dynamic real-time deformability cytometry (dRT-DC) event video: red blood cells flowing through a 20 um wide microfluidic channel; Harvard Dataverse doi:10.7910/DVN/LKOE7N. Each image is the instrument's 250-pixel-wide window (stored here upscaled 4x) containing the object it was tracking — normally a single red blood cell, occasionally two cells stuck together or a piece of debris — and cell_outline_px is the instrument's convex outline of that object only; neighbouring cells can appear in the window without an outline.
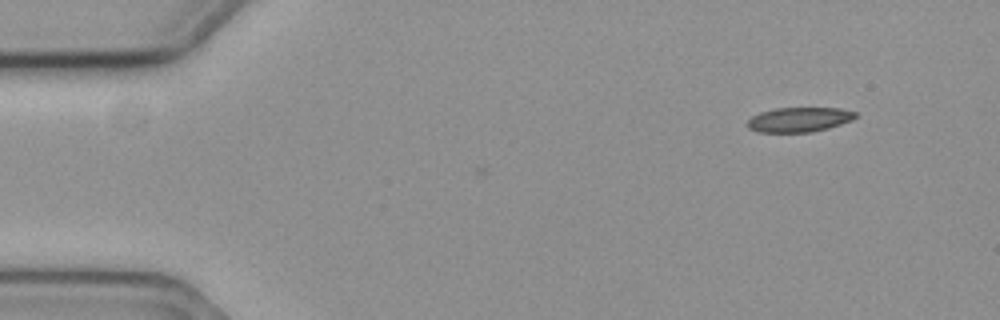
{"species": "common noctule bat (a hibernating species)", "species_latin": "Nyctalus noctula", "temperature_condition": "cold", "stored_images_in_passage": 2, "camera_frame_rate_fps": 3000, "um_per_image_px": 0.085, "animal": {"sex": "female", "body_mass_g": 19.3, "forearm_length_mm": 54.1}, "frame": {"image": 1, "passage_image": 2, "time_ms": 0.333, "image_size_px": [1000, 320], "cell_outline_px": [[856, 116], [852, 120], [828, 128], [812, 132], [756, 132], [748, 128], [748, 120], [752, 116], [760, 112], [776, 108], [840, 108], [856, 112]], "centroid_in_image_um": [67.91, 10.17], "position_along_channel_um": 17.1, "area_um2": 15.49}}